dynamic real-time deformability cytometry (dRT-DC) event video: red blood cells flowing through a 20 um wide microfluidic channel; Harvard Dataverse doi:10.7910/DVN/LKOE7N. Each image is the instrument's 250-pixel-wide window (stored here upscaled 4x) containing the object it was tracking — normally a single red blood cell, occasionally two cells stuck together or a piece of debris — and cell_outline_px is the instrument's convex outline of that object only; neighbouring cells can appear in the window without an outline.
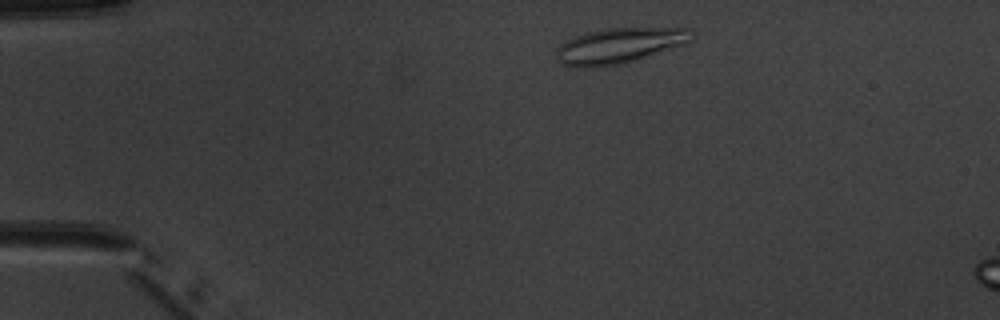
{"species": "common noctule bat (a hibernating species)", "species_latin": "Nyctalus noctula", "temperature_condition": "warm", "stored_images_in_passage": 4, "camera_frame_rate_fps": 3000, "um_per_image_px": 0.085, "animal": {"sex": "male", "body_mass_g": 20.1, "forearm_length_mm": 53.5}, "frame": {"image": 1, "passage_image": 2, "time_ms": 1.0, "image_size_px": [1000, 320], "cell_outline_px": [[692, 40], [684, 44], [620, 64], [588, 68], [560, 64], [556, 56], [556, 52], [560, 44], [564, 40], [588, 32], [604, 28], [688, 28]], "centroid_in_image_um": [52.56, 3.87], "position_along_channel_um": 32.4, "area_um2": 27.46}}